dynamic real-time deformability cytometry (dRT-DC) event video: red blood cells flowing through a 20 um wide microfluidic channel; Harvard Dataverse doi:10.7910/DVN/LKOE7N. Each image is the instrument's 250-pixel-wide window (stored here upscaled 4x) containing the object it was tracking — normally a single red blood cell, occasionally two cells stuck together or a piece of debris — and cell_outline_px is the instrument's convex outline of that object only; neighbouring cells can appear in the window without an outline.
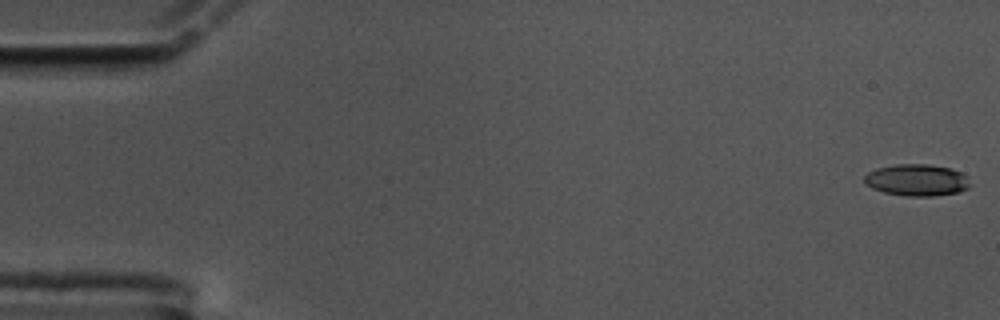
{"species": "common noctule bat (a hibernating species)", "species_latin": "Nyctalus noctula", "temperature_condition": "cold", "stored_images_in_passage": 59, "camera_frame_rate_fps": 3000, "um_per_image_px": 0.085, "animal": {"sex": "male", "body_mass_g": 17.5, "forearm_length_mm": 52.3}, "frame": {"image": 1, "passage_image": 1, "time_ms": 0.0, "image_size_px": [1000, 320], "cell_outline_px": [[972, 184], [968, 188], [960, 192], [932, 196], [908, 196], [884, 192], [872, 188], [864, 184], [864, 176], [868, 172], [876, 168], [896, 164], [928, 164], [952, 168], [960, 172]], "centroid_in_image_um": [77.92, 15.3], "position_along_channel_um": 7.1, "area_um2": 19.65}}
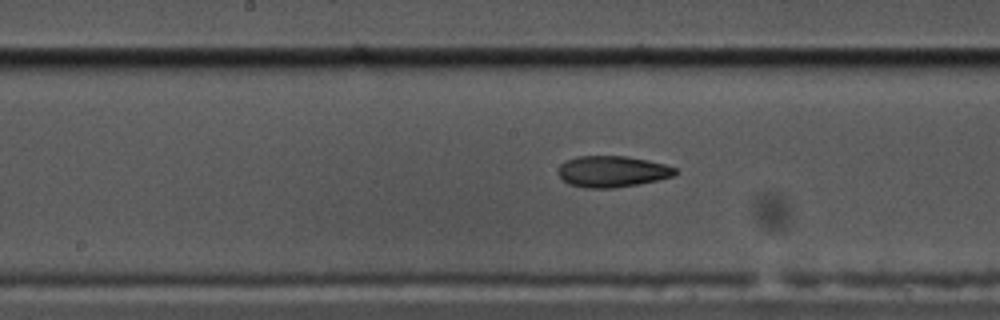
{"frame": {"image": 2, "passage_image": 30, "time_ms": 9.667, "image_size_px": [1000, 320], "cell_outline_px": [[676, 172], [672, 176], [640, 184], [616, 188], [584, 188], [568, 184], [556, 172], [556, 168], [560, 164], [576, 156], [628, 156], [648, 160], [664, 164], [676, 168]], "centroid_in_image_um": [51.99, 14.58], "position_along_channel_um": 196.2, "area_um2": 21.44}}
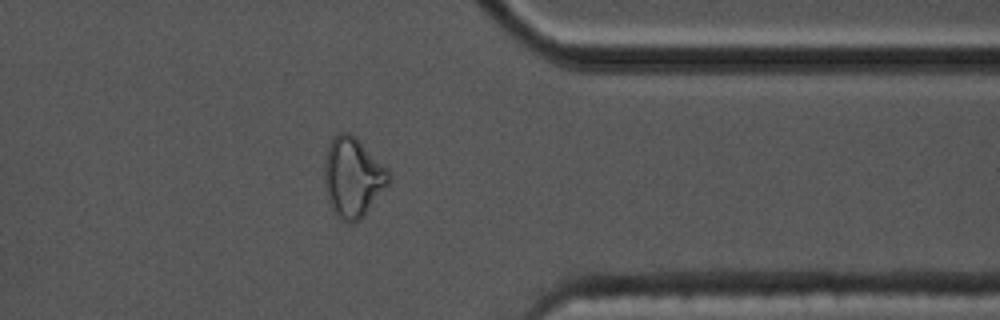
{"frame": {"image": 3, "passage_image": 47, "time_ms": 15.333, "image_size_px": [1000, 320], "cell_outline_px": [[392, 176], [388, 184], [364, 216], [356, 224], [348, 224], [336, 216], [328, 200], [324, 184], [324, 160], [328, 144], [332, 136], [336, 132], [348, 132], [356, 136], [388, 168]], "centroid_in_image_um": [29.98, 15.05], "position_along_channel_um": 381.4, "area_um2": 30.58}, "authors_computed_cell_mechanics": {"area_um2": 21.3282, "velocity_mm_per_s": 3.4366, "shape_relaxation_time_tau1_ms": 6.8304, "shape_relaxation_time_tau2_ms": 4.9862, "deformation_change_tau1": 0.1738, "deformation_change_tau2": 0.1235}}